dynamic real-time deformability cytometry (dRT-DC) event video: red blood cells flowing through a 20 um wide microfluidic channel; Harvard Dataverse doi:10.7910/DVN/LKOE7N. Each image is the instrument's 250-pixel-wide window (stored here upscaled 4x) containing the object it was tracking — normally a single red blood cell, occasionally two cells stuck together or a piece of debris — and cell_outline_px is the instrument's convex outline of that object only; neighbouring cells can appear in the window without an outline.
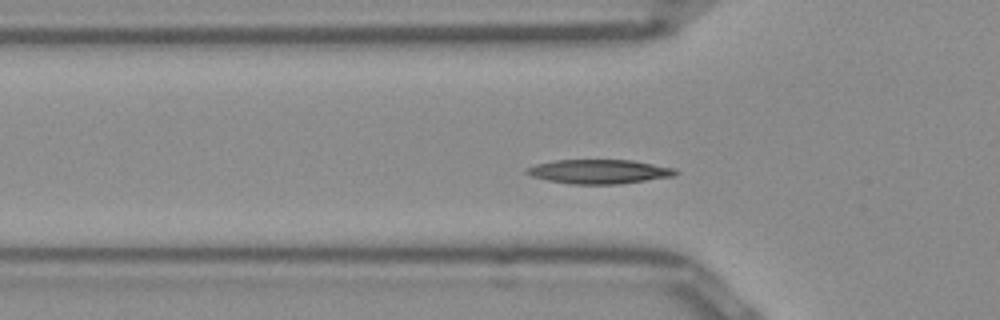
{"species": "Egyptian fruit bat (a non-hibernating species)", "species_latin": "Rousettus aegyptiacus", "temperature_condition": "room temperature", "stored_images_in_passage": 49, "camera_frame_rate_fps": 3000, "um_per_image_px": 0.085, "frame": {"image": 1, "passage_image": 13, "time_ms": 4.0, "image_size_px": [1000, 320], "cell_outline_px": [[680, 172], [676, 176], [620, 184], [572, 184], [548, 180], [532, 176], [524, 172], [524, 168], [536, 164], [556, 160], [632, 160], [676, 168]], "centroid_in_image_um": [50.96, 14.58], "position_along_channel_um": 74.8, "area_um2": 21.15}}
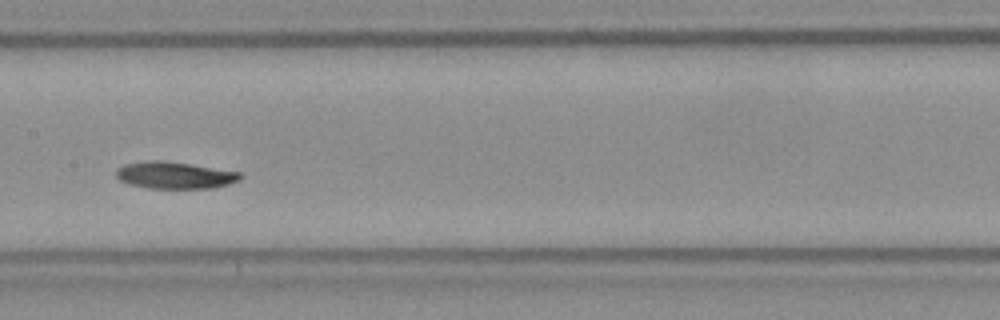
{"frame": {"image": 2, "passage_image": 22, "time_ms": 7.0, "image_size_px": [1000, 320], "cell_outline_px": [[244, 176], [240, 180], [228, 184], [212, 188], [148, 188], [128, 184], [120, 180], [116, 176], [116, 168], [124, 164], [148, 160], [164, 160], [192, 164], [240, 172]], "centroid_in_image_um": [14.85, 14.88], "position_along_channel_um": 192.6, "area_um2": 19.65}}
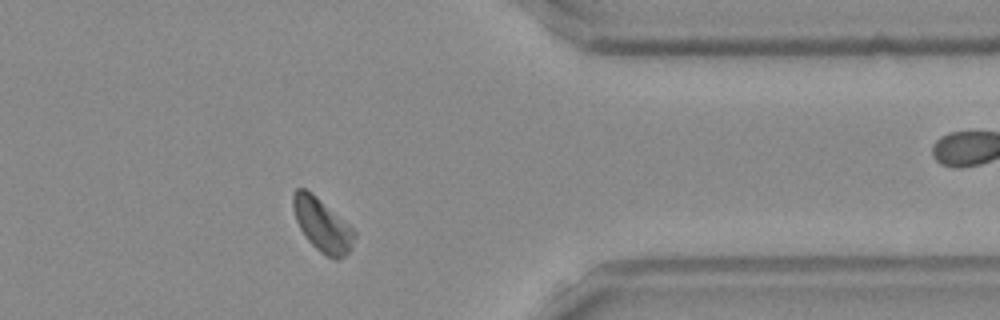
{"frame": {"image": 3, "passage_image": 38, "time_ms": 12.333, "image_size_px": [1000, 320], "cell_outline_px": [[356, 236], [352, 248], [340, 260], [336, 260], [320, 252], [308, 240], [300, 228], [296, 220], [292, 208], [292, 196], [296, 188], [304, 188], [312, 192], [348, 224], [356, 232]], "centroid_in_image_um": [27.39, 19.12], "position_along_channel_um": 384.0, "area_um2": 18.96}, "authors_computed_cell_mechanics": {"area_um2": 19.5364, "velocity_mm_per_s": 3.9034, "shape_relaxation_time_tau1_ms": 5.9727, "shape_relaxation_time_tau2_ms": null, "deformation_change_tau1": 0.1555, "deformation_change_tau2": null}}